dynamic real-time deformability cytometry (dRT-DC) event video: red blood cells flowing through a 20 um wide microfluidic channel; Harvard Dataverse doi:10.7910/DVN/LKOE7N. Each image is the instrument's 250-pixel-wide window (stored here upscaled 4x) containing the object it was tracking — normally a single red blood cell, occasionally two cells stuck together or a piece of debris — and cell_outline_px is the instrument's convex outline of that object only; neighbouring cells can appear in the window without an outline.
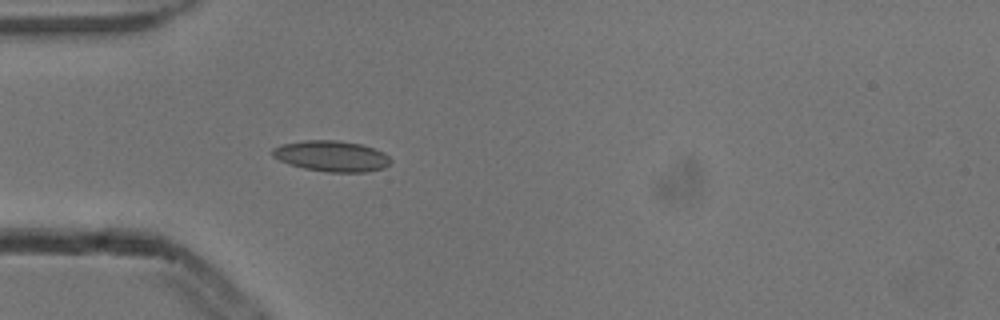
{"species": "common noctule bat (a hibernating species)", "species_latin": "Nyctalus noctula", "temperature_condition": "cold", "stored_images_in_passage": 4, "camera_frame_rate_fps": 3000, "um_per_image_px": 0.085, "animal": {"sex": "male", "body_mass_g": 13.3}, "frame": {"image": 1, "passage_image": 4, "time_ms": 1.0, "image_size_px": [1000, 320], "cell_outline_px": [[392, 160], [384, 168], [364, 172], [324, 172], [304, 168], [288, 164], [272, 156], [272, 148], [284, 144], [304, 140], [336, 140], [364, 144], [384, 152]], "centroid_in_image_um": [28.2, 13.26], "position_along_channel_um": 56.8, "area_um2": 21.33}}